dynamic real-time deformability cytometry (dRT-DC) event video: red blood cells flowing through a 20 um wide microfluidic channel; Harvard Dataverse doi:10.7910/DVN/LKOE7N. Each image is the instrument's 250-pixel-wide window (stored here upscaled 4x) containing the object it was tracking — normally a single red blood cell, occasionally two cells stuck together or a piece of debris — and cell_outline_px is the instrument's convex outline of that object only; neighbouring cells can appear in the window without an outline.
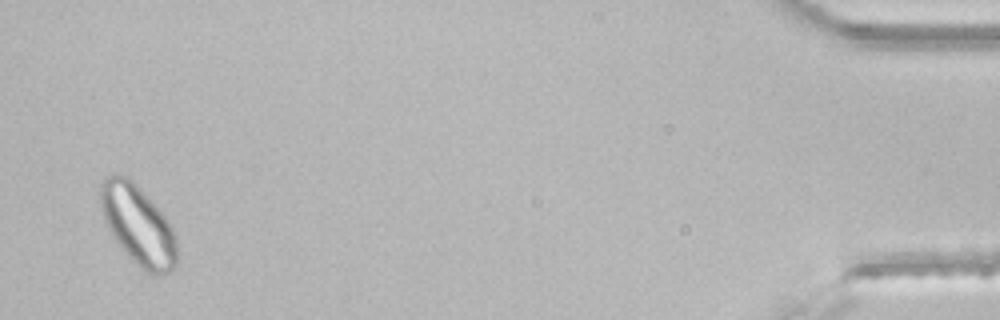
{"species": "common noctule bat (a hibernating species)", "species_latin": "Nyctalus noctula", "temperature_condition": "room temperature", "stored_images_in_passage": 40, "segment_of_instrument_passage": [2, 2], "camera_frame_rate_fps": 3000, "um_per_image_px": 0.085, "animal": {"sex": "male", "body_mass_g": 21.5, "forearm_length_mm": 52.0}, "frame": {"image": 1, "passage_image": 38, "time_ms": 12.333, "image_size_px": [1000, 320], "cell_outline_px": [[176, 264], [172, 272], [164, 276], [152, 276], [140, 268], [128, 256], [112, 236], [104, 220], [100, 208], [100, 184], [104, 176], [108, 172], [116, 172], [128, 176], [140, 188], [168, 220], [176, 236]], "centroid_in_image_um": [11.71, 19.12], "position_along_channel_um": 423.5, "area_um2": 36.13}}